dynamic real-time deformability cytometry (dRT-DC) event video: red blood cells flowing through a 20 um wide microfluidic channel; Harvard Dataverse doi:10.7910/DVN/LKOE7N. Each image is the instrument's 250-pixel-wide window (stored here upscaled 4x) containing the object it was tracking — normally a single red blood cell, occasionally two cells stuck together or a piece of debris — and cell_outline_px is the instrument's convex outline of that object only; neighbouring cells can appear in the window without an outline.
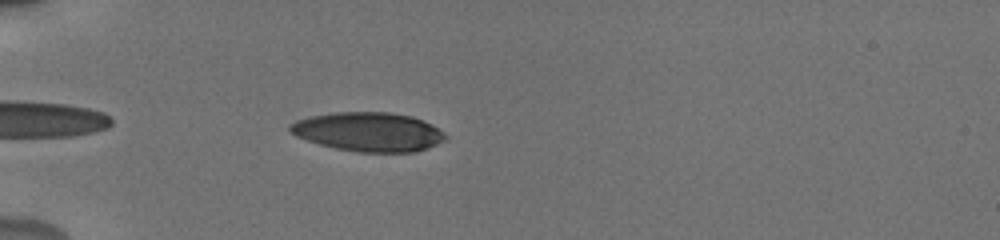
{"species": "human", "species_latin": "Homo sapiens", "temperature_condition": "cold", "stored_images_in_passage": 41, "camera_frame_rate_fps": 3000, "um_per_image_px": 0.085, "donor": {"sex": "male"}, "frame": {"image": 1, "passage_image": 4, "time_ms": 1.0, "image_size_px": [1000, 240], "cell_outline_px": [[448, 136], [444, 140], [428, 148], [416, 152], [360, 152], [336, 148], [320, 144], [296, 136], [288, 132], [288, 124], [296, 120], [308, 116], [336, 112], [388, 112], [412, 116], [424, 120], [444, 132]], "centroid_in_image_um": [31.31, 11.2], "position_along_channel_um": 53.7, "area_um2": 35.55}}
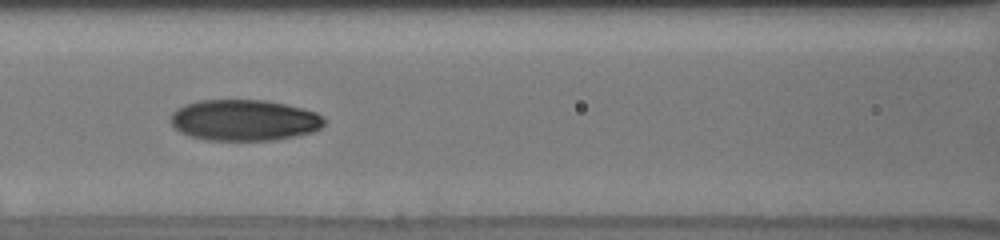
{"frame": {"image": 2, "passage_image": 13, "time_ms": 4.0, "image_size_px": [1000, 240], "cell_outline_px": [[328, 120], [320, 128], [312, 132], [276, 140], [208, 140], [192, 136], [180, 132], [172, 124], [172, 112], [176, 108], [184, 104], [200, 100], [264, 100], [284, 104], [316, 112], [324, 116]], "centroid_in_image_um": [20.78, 10.21], "position_along_channel_um": 145.8, "area_um2": 36.76}}
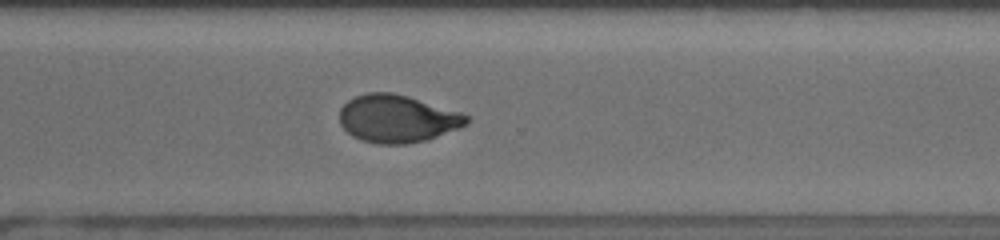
{"frame": {"image": 3, "passage_image": 28, "time_ms": 9.0, "image_size_px": [1000, 240], "cell_outline_px": [[472, 120], [468, 124], [460, 128], [424, 140], [404, 144], [376, 144], [360, 140], [352, 136], [340, 124], [340, 108], [348, 100], [356, 96], [368, 92], [392, 92], [408, 96], [460, 112], [472, 116]], "centroid_in_image_um": [33.78, 10.08], "position_along_channel_um": 336.8, "area_um2": 35.37}, "authors_computed_cell_mechanics": {"area_um2": 35.6626, "velocity_mm_per_s": 3.8305, "shape_relaxation_time_tau1_ms": 6.7602, "shape_relaxation_time_tau2_ms": 2.1263, "deformation_change_tau1": 0.2064, "deformation_change_tau2": 0.0588}}